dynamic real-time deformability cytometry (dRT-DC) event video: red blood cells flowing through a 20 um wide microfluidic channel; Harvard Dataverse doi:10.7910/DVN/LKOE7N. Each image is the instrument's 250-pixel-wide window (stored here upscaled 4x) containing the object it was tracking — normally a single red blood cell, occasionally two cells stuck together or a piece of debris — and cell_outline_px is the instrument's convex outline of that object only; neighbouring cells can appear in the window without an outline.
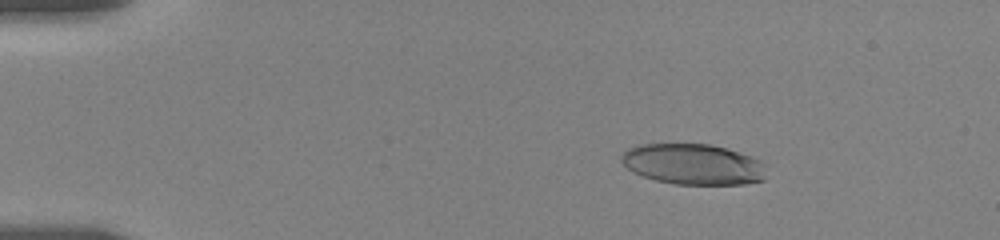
{"species": "human", "species_latin": "Homo sapiens", "temperature_condition": "room temperature", "stored_images_in_passage": 21, "camera_frame_rate_fps": 3000, "um_per_image_px": 0.085, "donor": {"sex": "female"}, "frame": {"image": 1, "passage_image": 4, "time_ms": 2.0, "image_size_px": [1000, 240], "cell_outline_px": [[764, 180], [744, 184], [676, 184], [656, 180], [632, 172], [620, 160], [620, 156], [628, 148], [636, 144], [712, 144], [728, 148], [760, 160]], "centroid_in_image_um": [58.86, 13.95], "position_along_channel_um": 26.1, "area_um2": 34.22}}
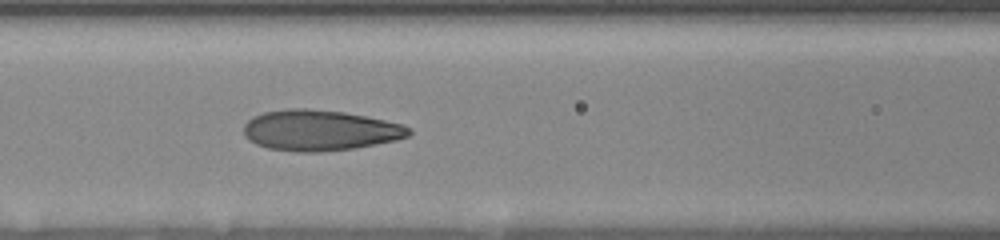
{"frame": {"image": 2, "passage_image": 16, "time_ms": 7.333, "image_size_px": [1000, 240], "cell_outline_px": [[412, 132], [408, 136], [396, 140], [356, 148], [320, 152], [296, 152], [268, 148], [256, 144], [248, 140], [244, 136], [244, 124], [252, 116], [264, 112], [284, 108], [308, 108], [344, 112], [404, 124]], "centroid_in_image_um": [27.15, 11.08], "position_along_channel_um": 139.5, "area_um2": 39.42}}
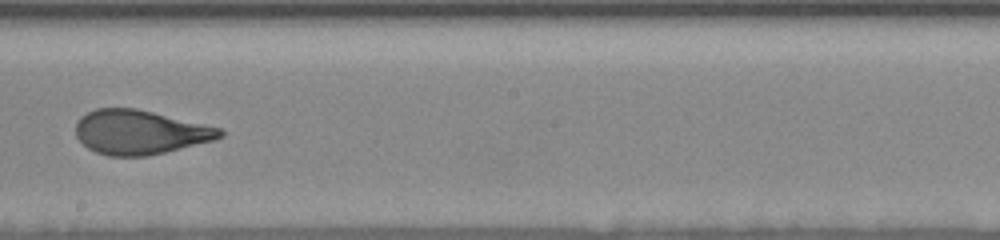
{"frame": {"image": 3, "passage_image": 21, "time_ms": 10.0, "image_size_px": [1000, 240], "cell_outline_px": [[224, 136], [212, 140], [148, 156], [108, 156], [96, 152], [88, 148], [76, 136], [76, 124], [80, 116], [96, 108], [136, 108], [220, 128], [224, 132]], "centroid_in_image_um": [11.85, 11.23], "position_along_channel_um": 236.4, "area_um2": 36.82}}